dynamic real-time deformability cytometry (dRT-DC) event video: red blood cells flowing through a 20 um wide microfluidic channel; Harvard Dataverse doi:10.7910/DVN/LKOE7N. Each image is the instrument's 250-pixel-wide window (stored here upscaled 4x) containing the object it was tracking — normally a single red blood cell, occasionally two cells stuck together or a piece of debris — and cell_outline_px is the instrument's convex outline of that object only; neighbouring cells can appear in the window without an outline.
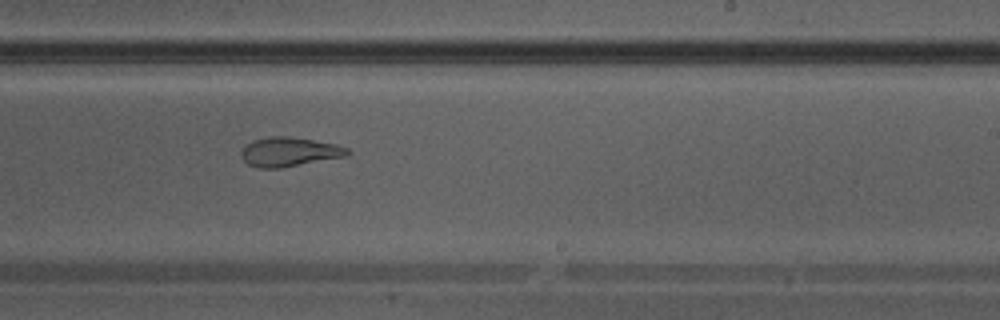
{"species": "Egyptian fruit bat (a non-hibernating species)", "species_latin": "Rousettus aegyptiacus", "temperature_condition": "warm", "stored_images_in_passage": 28, "camera_frame_rate_fps": 3000, "um_per_image_px": 0.085, "animal": {"sex": "male"}, "frame": {"image": 1, "passage_image": 13, "time_ms": 4.0, "image_size_px": [1000, 320], "cell_outline_px": [[352, 152], [348, 156], [280, 168], [256, 168], [248, 164], [240, 156], [240, 152], [244, 144], [252, 140], [268, 136], [288, 136], [336, 144], [348, 148]], "centroid_in_image_um": [24.56, 12.91], "position_along_channel_um": 264.4, "area_um2": 18.38}}
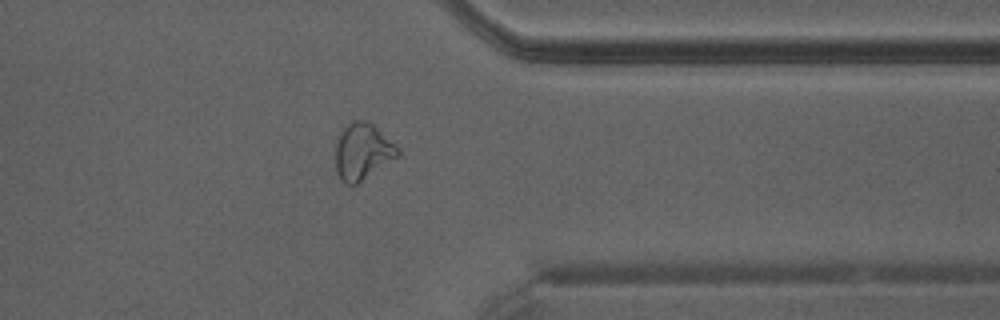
{"frame": {"image": 2, "passage_image": 20, "time_ms": 6.333, "image_size_px": [1000, 320], "cell_outline_px": [[400, 156], [356, 184], [344, 184], [340, 180], [336, 172], [336, 136], [352, 120], [368, 120], [396, 144], [400, 148]], "centroid_in_image_um": [30.82, 12.87], "position_along_channel_um": 380.6, "area_um2": 20.75}}